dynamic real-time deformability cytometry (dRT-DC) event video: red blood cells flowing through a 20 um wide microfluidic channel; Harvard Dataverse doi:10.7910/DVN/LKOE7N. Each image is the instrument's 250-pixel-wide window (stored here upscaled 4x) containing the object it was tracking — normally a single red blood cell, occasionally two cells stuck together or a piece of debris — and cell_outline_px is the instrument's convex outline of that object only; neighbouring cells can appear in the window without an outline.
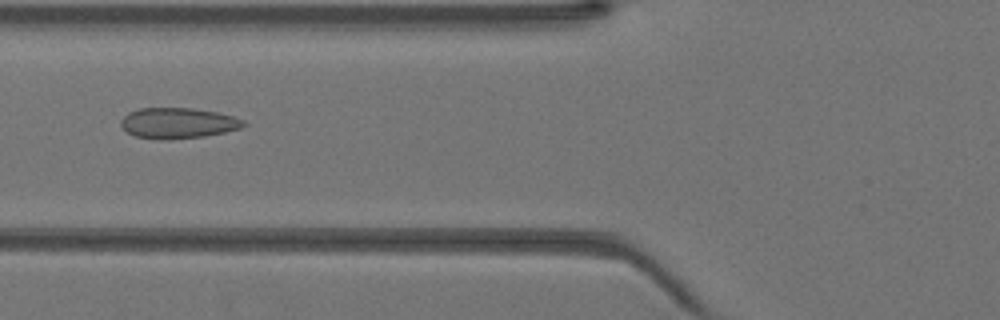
{"species": "Egyptian fruit bat (a non-hibernating species)", "species_latin": "Rousettus aegyptiacus", "temperature_condition": "warm", "stored_images_in_passage": 42, "camera_frame_rate_fps": 3000, "um_per_image_px": 0.085, "animal": {"sex": "female"}, "frame": {"image": 1, "passage_image": 16, "time_ms": 5.0, "image_size_px": [1000, 320], "cell_outline_px": [[248, 124], [240, 128], [224, 132], [204, 136], [168, 140], [160, 140], [136, 136], [128, 132], [120, 124], [120, 120], [128, 112], [140, 108], [192, 108], [216, 112], [232, 116], [244, 120]], "centroid_in_image_um": [15.12, 10.46], "position_along_channel_um": 110.7, "area_um2": 21.91}}
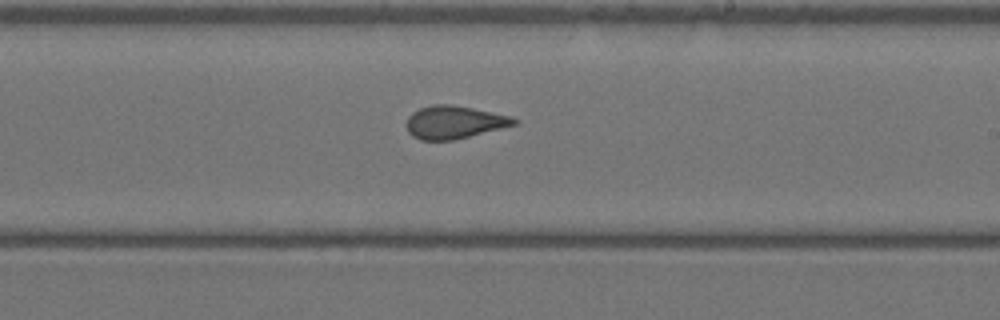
{"frame": {"image": 2, "passage_image": 25, "time_ms": 8.0, "image_size_px": [1000, 320], "cell_outline_px": [[520, 124], [452, 140], [420, 140], [412, 136], [408, 132], [404, 124], [408, 116], [412, 112], [420, 108], [432, 104], [452, 104], [512, 116], [520, 120]], "centroid_in_image_um": [38.61, 10.38], "position_along_channel_um": 250.4, "area_um2": 20.92}}
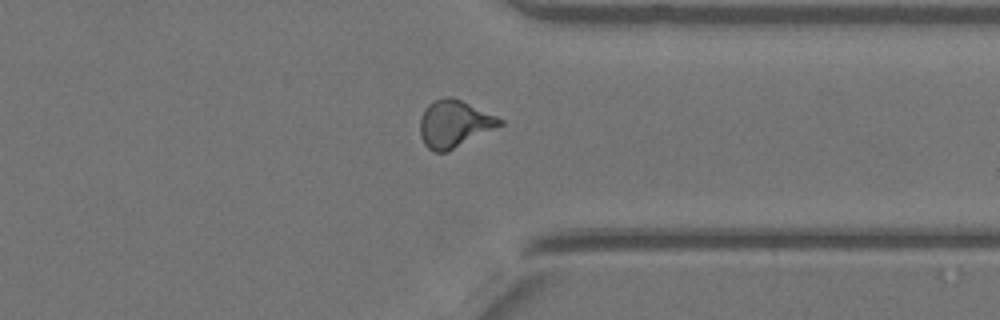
{"frame": {"image": 3, "passage_image": 33, "time_ms": 10.667, "image_size_px": [1000, 320], "cell_outline_px": [[504, 124], [448, 152], [432, 152], [424, 144], [420, 136], [420, 116], [424, 108], [428, 104], [444, 96], [452, 96], [496, 116], [504, 120]], "centroid_in_image_um": [38.59, 10.53], "position_along_channel_um": 372.8, "area_um2": 22.08}}